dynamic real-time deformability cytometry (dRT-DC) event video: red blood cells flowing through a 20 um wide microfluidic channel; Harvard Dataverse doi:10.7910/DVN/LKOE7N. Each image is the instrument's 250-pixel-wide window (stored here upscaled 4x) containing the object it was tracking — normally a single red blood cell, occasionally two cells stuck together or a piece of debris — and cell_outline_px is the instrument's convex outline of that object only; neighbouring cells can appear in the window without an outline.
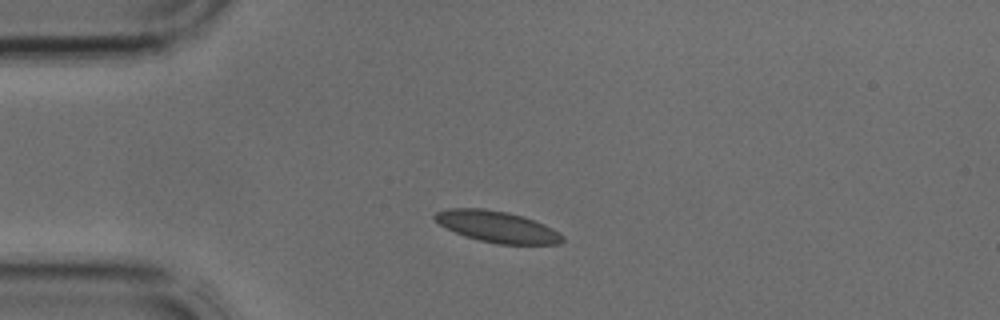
{"species": "common noctule bat (a hibernating species)", "species_latin": "Nyctalus noctula", "temperature_condition": "cold", "stored_images_in_passage": 1, "camera_frame_rate_fps": 3000, "um_per_image_px": 0.085, "animal": {"sex": "male", "body_mass_g": 17.9, "forearm_length_mm": 54.2}, "frame": {"image": 1, "passage_image": 1, "time_ms": 0.0, "image_size_px": [1000, 320], "cell_outline_px": [[564, 240], [560, 244], [496, 244], [464, 236], [440, 224], [432, 216], [436, 212], [448, 208], [484, 208], [508, 212], [524, 216], [544, 224], [560, 232], [564, 236]], "centroid_in_image_um": [42.29, 19.26], "position_along_channel_um": 42.7, "area_um2": 23.35}}